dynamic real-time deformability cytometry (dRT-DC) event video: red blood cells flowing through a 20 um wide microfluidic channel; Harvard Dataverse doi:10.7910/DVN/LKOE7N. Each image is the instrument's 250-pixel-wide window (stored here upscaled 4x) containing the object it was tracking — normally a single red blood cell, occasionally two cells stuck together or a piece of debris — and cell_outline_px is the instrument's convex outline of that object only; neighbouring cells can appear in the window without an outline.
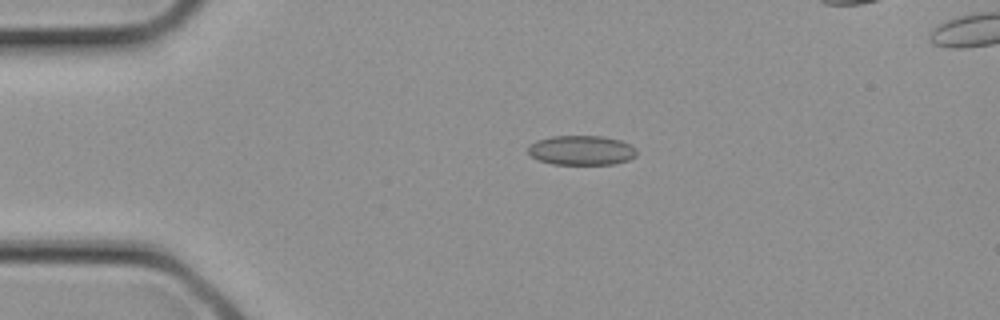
{"species": "common noctule bat (a hibernating species)", "species_latin": "Nyctalus noctula", "temperature_condition": "cold", "stored_images_in_passage": 29, "camera_frame_rate_fps": 3000, "um_per_image_px": 0.085, "animal": {"sex": "female", "body_mass_g": 21.9}, "frame": {"image": 1, "passage_image": 6, "time_ms": 1.667, "image_size_px": [1000, 320], "cell_outline_px": [[636, 156], [628, 160], [616, 164], [552, 164], [540, 160], [532, 156], [528, 152], [528, 148], [536, 140], [552, 136], [604, 136], [620, 140], [632, 144], [636, 148]], "centroid_in_image_um": [49.47, 12.77], "position_along_channel_um": 35.5, "area_um2": 18.79}}
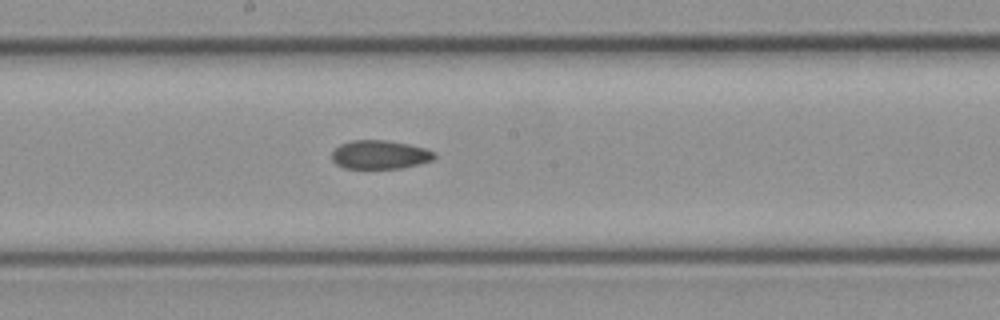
{"frame": {"image": 2, "passage_image": 15, "time_ms": 4.667, "image_size_px": [1000, 320], "cell_outline_px": [[436, 156], [432, 160], [420, 164], [400, 168], [344, 168], [336, 164], [332, 160], [332, 152], [340, 144], [352, 140], [388, 140], [408, 144], [424, 148], [436, 152]], "centroid_in_image_um": [32.29, 13.14], "position_along_channel_um": 215.9, "area_um2": 17.17}}
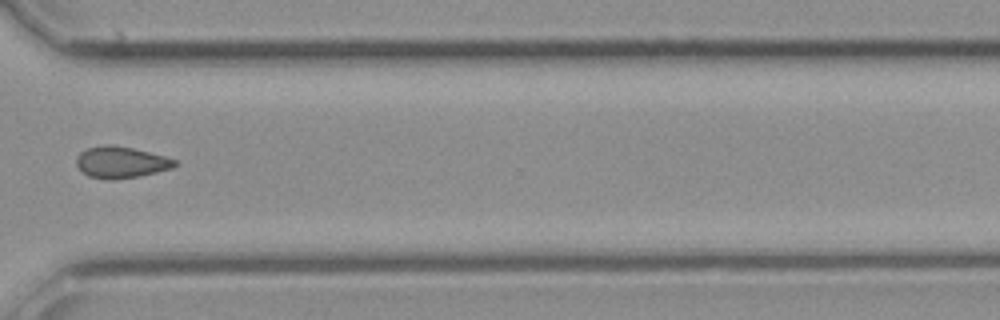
{"frame": {"image": 3, "passage_image": 21, "time_ms": 6.667, "image_size_px": [1000, 320], "cell_outline_px": [[176, 164], [172, 168], [156, 172], [116, 180], [108, 180], [88, 176], [76, 164], [76, 156], [80, 152], [88, 148], [104, 144], [112, 144], [132, 148], [164, 156], [176, 160]], "centroid_in_image_um": [10.24, 13.79], "position_along_channel_um": 360.4, "area_um2": 17.92}}